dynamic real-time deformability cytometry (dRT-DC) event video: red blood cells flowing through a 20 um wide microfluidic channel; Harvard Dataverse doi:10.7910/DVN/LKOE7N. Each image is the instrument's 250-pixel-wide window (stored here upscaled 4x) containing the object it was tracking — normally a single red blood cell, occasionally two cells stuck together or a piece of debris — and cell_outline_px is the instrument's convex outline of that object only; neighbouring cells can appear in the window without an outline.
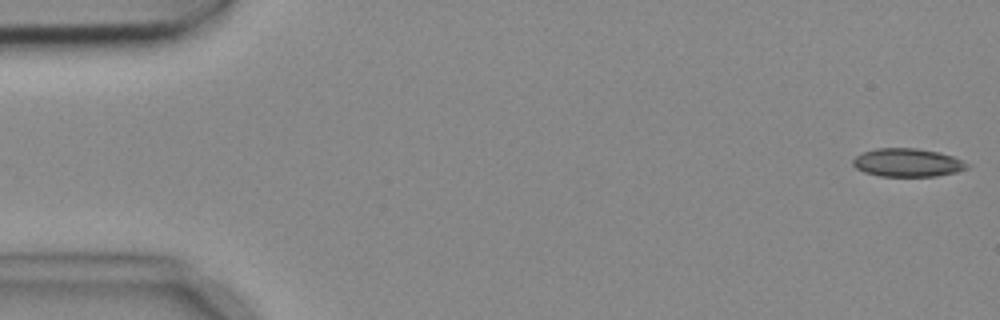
{"species": "common noctule bat (a hibernating species)", "species_latin": "Nyctalus noctula", "temperature_condition": "cold", "stored_images_in_passage": 9, "camera_frame_rate_fps": 3000, "um_per_image_px": 0.085, "animal": {"sex": "female", "body_mass_g": 18.4}, "frame": {"image": 1, "passage_image": 1, "time_ms": 0.0, "image_size_px": [1000, 320], "cell_outline_px": [[972, 164], [968, 168], [956, 172], [936, 176], [880, 176], [864, 172], [856, 168], [852, 164], [852, 160], [860, 152], [876, 148], [916, 148], [940, 152], [952, 156]], "centroid_in_image_um": [77.14, 13.81], "position_along_channel_um": 7.9, "area_um2": 19.02}}
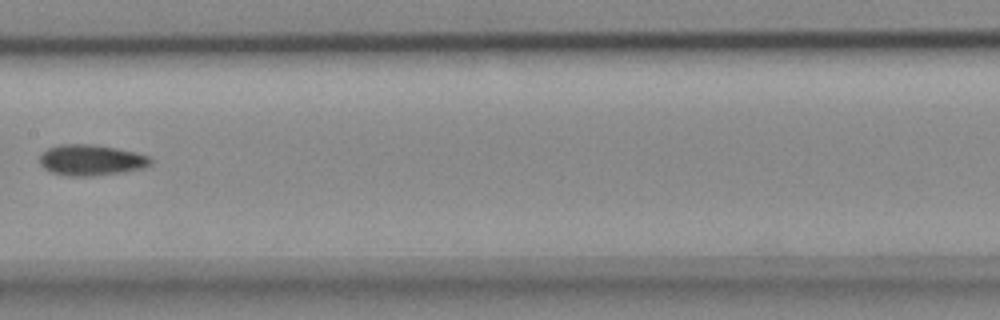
{"frame": {"image": 2, "passage_image": 8, "time_ms": 2.333, "image_size_px": [1000, 320], "cell_outline_px": [[152, 164], [144, 168], [124, 172], [92, 176], [68, 176], [52, 172], [44, 168], [40, 164], [40, 156], [48, 148], [56, 144], [92, 144], [116, 148], [136, 152], [148, 156], [152, 160]], "centroid_in_image_um": [7.76, 13.6], "position_along_channel_um": 199.6, "area_um2": 20.06}}
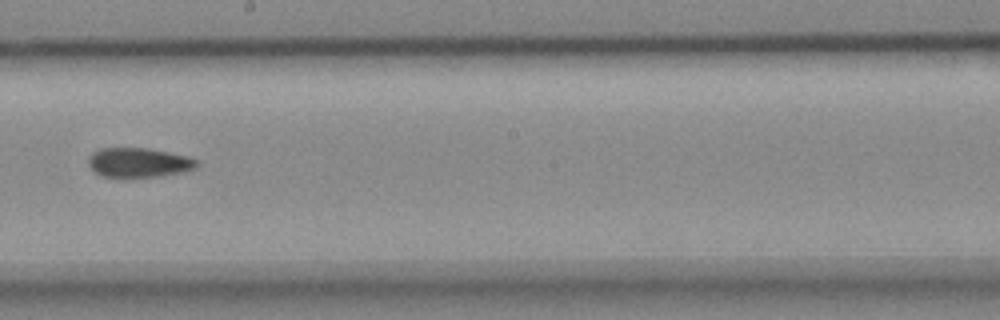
{"frame": {"image": 3, "passage_image": 9, "time_ms": 2.667, "image_size_px": [1000, 320], "cell_outline_px": [[200, 164], [196, 168], [184, 172], [160, 176], [124, 180], [120, 180], [100, 176], [88, 164], [88, 156], [92, 152], [100, 148], [148, 148], [188, 156], [200, 160]], "centroid_in_image_um": [11.79, 13.86], "position_along_channel_um": 236.4, "area_um2": 19.59}}